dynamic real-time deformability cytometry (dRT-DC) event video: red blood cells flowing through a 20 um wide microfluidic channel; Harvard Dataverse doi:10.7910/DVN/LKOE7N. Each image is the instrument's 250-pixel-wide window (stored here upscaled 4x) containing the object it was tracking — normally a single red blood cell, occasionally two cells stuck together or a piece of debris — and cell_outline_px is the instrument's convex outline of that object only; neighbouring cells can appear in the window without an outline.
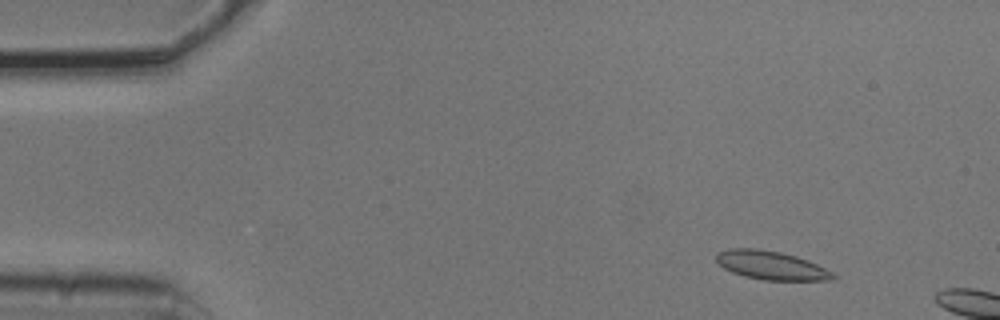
{"species": "common noctule bat (a hibernating species)", "species_latin": "Nyctalus noctula", "temperature_condition": "cold", "stored_images_in_passage": 3, "camera_frame_rate_fps": 3000, "um_per_image_px": 0.085, "animal": {"sex": "male", "body_mass_g": 20.5, "forearm_length_mm": 52.5}, "frame": {"image": 1, "passage_image": 2, "time_ms": 0.333, "image_size_px": [1000, 320], "cell_outline_px": [[836, 280], [764, 280], [744, 276], [732, 272], [724, 268], [716, 260], [716, 252], [728, 248], [756, 248], [780, 252], [796, 256], [808, 260], [832, 272], [836, 276]], "centroid_in_image_um": [65.53, 22.55], "position_along_channel_um": 19.5, "area_um2": 19.48}}